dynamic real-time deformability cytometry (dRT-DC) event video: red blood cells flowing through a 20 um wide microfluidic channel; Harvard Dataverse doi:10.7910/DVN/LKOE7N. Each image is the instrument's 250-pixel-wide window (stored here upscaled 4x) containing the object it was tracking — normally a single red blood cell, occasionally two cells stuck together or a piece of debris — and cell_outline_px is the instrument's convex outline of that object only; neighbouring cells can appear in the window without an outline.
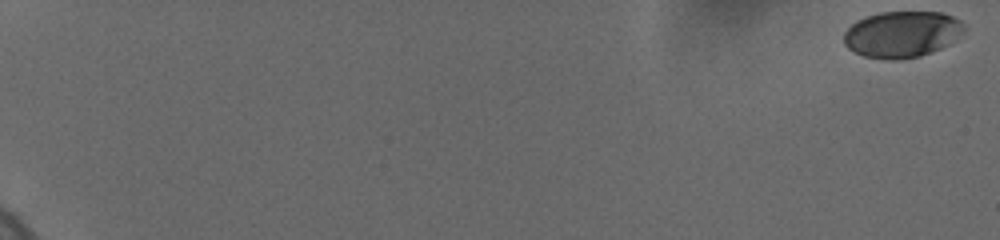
{"species": "human", "species_latin": "Homo sapiens", "temperature_condition": "cold", "stored_images_in_passage": 45, "camera_frame_rate_fps": 3000, "um_per_image_px": 0.085, "donor": {"sex": "female"}, "frame": {"image": 1, "passage_image": 1, "time_ms": 0.0, "image_size_px": [1000, 240], "cell_outline_px": [[964, 32], [948, 44], [940, 48], [920, 56], [896, 60], [888, 60], [864, 56], [848, 48], [844, 44], [844, 32], [856, 20], [880, 12], [940, 12], [952, 16], [960, 20], [964, 24]], "centroid_in_image_um": [76.66, 2.91], "position_along_channel_um": 8.3, "area_um2": 32.37}}
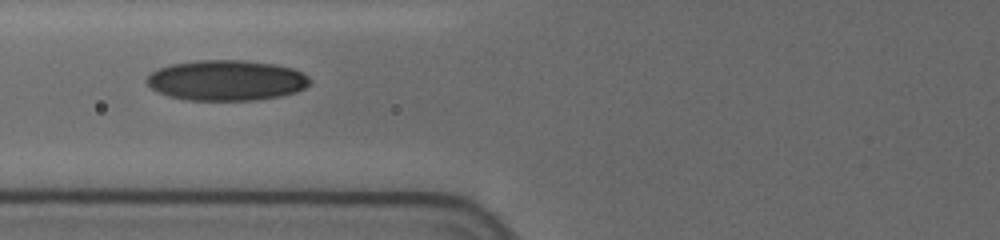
{"frame": {"image": 2, "passage_image": 25, "time_ms": 9.0, "image_size_px": [1000, 240], "cell_outline_px": [[312, 80], [304, 88], [296, 92], [280, 96], [256, 100], [188, 100], [168, 96], [152, 88], [144, 80], [152, 72], [160, 68], [172, 64], [196, 60], [244, 60], [272, 64], [292, 68], [308, 76]], "centroid_in_image_um": [19.25, 6.83], "position_along_channel_um": 106.6, "area_um2": 38.32}}
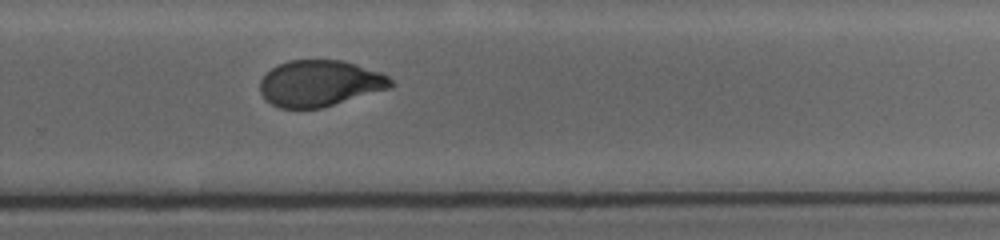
{"frame": {"image": 3, "passage_image": 44, "time_ms": 14.333, "image_size_px": [1000, 240], "cell_outline_px": [[396, 84], [392, 88], [320, 108], [280, 108], [264, 100], [260, 92], [260, 80], [272, 68], [288, 60], [344, 60], [380, 72], [388, 76]], "centroid_in_image_um": [27.2, 7.08], "position_along_channel_um": 302.6, "area_um2": 35.32}}